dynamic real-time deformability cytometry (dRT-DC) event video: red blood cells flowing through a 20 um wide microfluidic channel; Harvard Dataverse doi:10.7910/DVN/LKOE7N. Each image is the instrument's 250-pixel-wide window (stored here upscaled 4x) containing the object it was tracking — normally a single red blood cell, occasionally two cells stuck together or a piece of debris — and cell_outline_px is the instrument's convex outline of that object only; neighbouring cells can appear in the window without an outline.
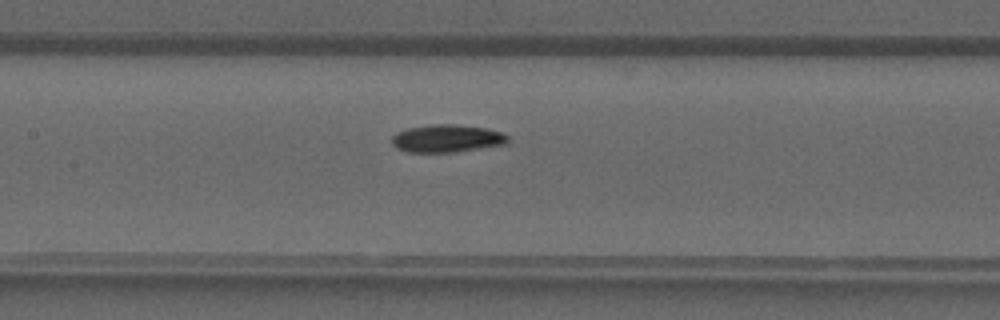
{"species": "common noctule bat (a hibernating species)", "species_latin": "Nyctalus noctula", "temperature_condition": "warm", "stored_images_in_passage": 40, "camera_frame_rate_fps": 3000, "um_per_image_px": 0.085, "animal": {"sex": "male", "forearm_length_mm": 52.5}, "frame": {"image": 1, "passage_image": 19, "time_ms": 6.0, "image_size_px": [1000, 320], "cell_outline_px": [[508, 140], [504, 144], [452, 152], [408, 152], [396, 148], [392, 144], [392, 136], [396, 132], [408, 128], [428, 124], [456, 124], [488, 128], [500, 132], [508, 136]], "centroid_in_image_um": [37.94, 11.75], "position_along_channel_um": 169.5, "area_um2": 18.67}}
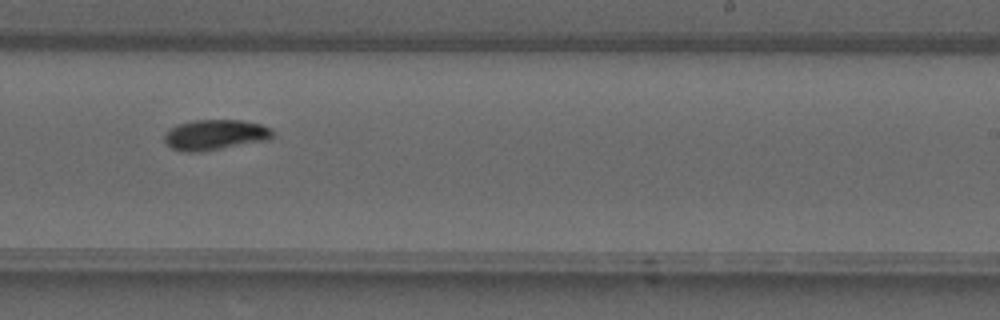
{"frame": {"image": 2, "passage_image": 25, "time_ms": 8.0, "image_size_px": [1000, 320], "cell_outline_px": [[272, 136], [268, 140], [200, 152], [180, 152], [172, 148], [164, 140], [164, 136], [176, 124], [196, 120], [240, 120], [260, 124], [272, 128]], "centroid_in_image_um": [18.28, 11.46], "position_along_channel_um": 270.7, "area_um2": 19.07}}
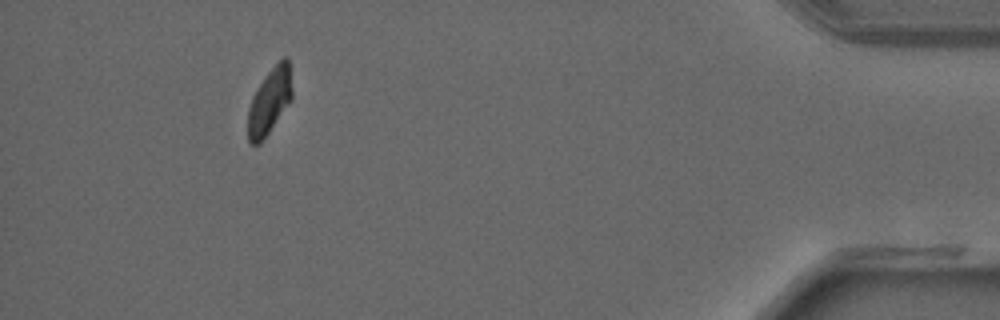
{"frame": {"image": 3, "passage_image": 37, "time_ms": 12.0, "image_size_px": [1000, 320], "cell_outline_px": [[292, 100], [260, 144], [252, 144], [248, 140], [248, 108], [252, 96], [256, 88], [268, 72], [284, 56], [288, 56], [292, 92]], "centroid_in_image_um": [22.91, 8.61], "position_along_channel_um": 412.3, "area_um2": 16.94}}